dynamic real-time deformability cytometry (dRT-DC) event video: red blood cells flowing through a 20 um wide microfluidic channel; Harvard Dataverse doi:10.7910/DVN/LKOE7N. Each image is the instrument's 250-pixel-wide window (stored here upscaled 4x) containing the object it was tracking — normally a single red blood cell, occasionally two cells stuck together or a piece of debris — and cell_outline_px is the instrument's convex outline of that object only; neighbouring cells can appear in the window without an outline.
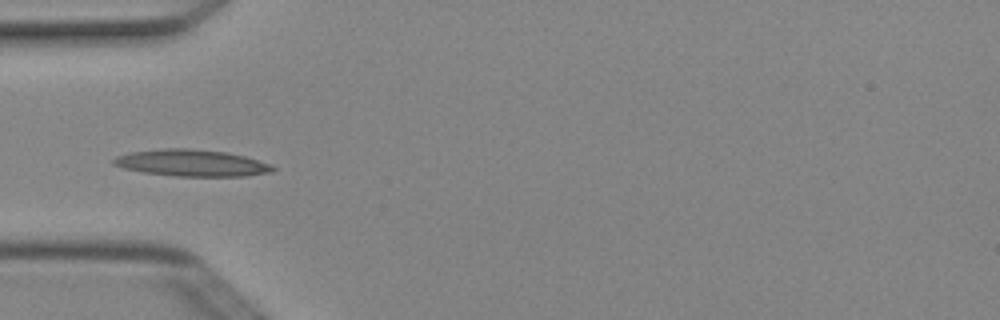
{"species": "Egyptian fruit bat (a non-hibernating species)", "species_latin": "Rousettus aegyptiacus", "temperature_condition": "cold", "stored_images_in_passage": 5, "camera_frame_rate_fps": 3000, "um_per_image_px": 0.085, "animal": {"sex": "female"}, "frame": {"image": 1, "passage_image": 4, "time_ms": 1.0, "image_size_px": [1000, 320], "cell_outline_px": [[276, 168], [272, 172], [244, 176], [176, 176], [144, 172], [124, 168], [112, 164], [112, 160], [116, 156], [128, 152], [164, 148], [188, 148], [228, 152], [244, 156], [272, 164]], "centroid_in_image_um": [16.29, 13.84], "position_along_channel_um": 68.7, "area_um2": 24.85}}
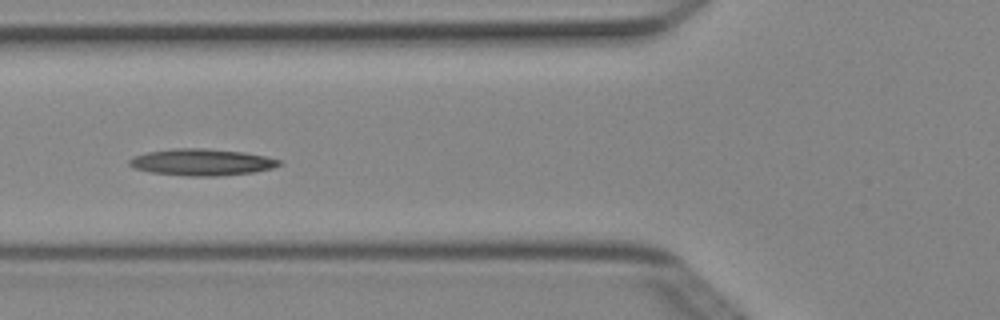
{"frame": {"image": 2, "passage_image": 5, "time_ms": 1.333, "image_size_px": [1000, 320], "cell_outline_px": [[284, 164], [272, 168], [252, 172], [216, 176], [188, 176], [152, 172], [132, 168], [128, 164], [128, 160], [136, 156], [148, 152], [176, 148], [208, 148], [244, 152], [264, 156], [280, 160]], "centroid_in_image_um": [17.15, 13.78], "position_along_channel_um": 108.6, "area_um2": 23.18}}